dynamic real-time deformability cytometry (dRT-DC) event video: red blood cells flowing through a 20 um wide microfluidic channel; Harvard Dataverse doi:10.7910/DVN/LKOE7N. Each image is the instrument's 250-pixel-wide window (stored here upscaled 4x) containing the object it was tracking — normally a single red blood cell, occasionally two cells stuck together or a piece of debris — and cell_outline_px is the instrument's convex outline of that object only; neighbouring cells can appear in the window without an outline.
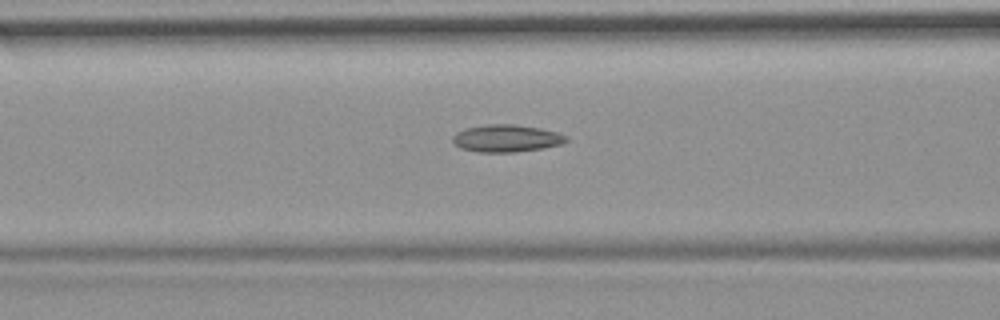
{"species": "common noctule bat (a hibernating species)", "species_latin": "Nyctalus noctula", "temperature_condition": "room temperature", "stored_images_in_passage": 44, "camera_frame_rate_fps": 3000, "um_per_image_px": 0.085, "animal": {"sex": "female", "body_mass_g": 19.9}, "frame": {"image": 1, "passage_image": 13, "time_ms": 4.0, "image_size_px": [1000, 320], "cell_outline_px": [[568, 140], [564, 144], [544, 148], [512, 152], [480, 152], [460, 148], [452, 140], [452, 136], [456, 132], [464, 128], [488, 124], [512, 124], [540, 128], [556, 132], [568, 136]], "centroid_in_image_um": [43.06, 11.75], "position_along_channel_um": 123.5, "area_um2": 18.15}, "authors_computed_cell_mechanics": {"area_um2": 16.8776, "velocity_mm_per_s": 3.7254, "shape_relaxation_time_tau1_ms": null, "shape_relaxation_time_tau2_ms": 3.357, "deformation_change_tau1": null, "deformation_change_tau2": 0.1193}}